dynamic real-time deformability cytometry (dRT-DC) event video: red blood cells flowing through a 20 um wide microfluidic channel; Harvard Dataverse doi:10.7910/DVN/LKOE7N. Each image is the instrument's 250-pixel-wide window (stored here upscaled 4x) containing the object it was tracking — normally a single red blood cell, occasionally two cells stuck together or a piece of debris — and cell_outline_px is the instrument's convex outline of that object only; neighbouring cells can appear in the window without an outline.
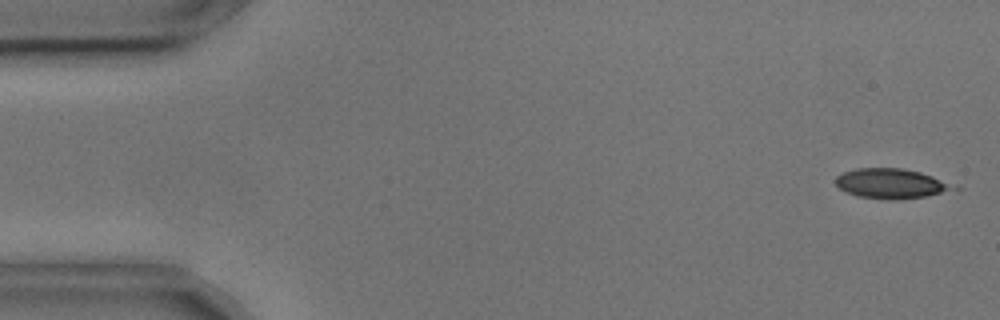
{"species": "common noctule bat (a hibernating species)", "species_latin": "Nyctalus noctula", "temperature_condition": "cold", "stored_images_in_passage": 5, "camera_frame_rate_fps": 3000, "um_per_image_px": 0.085, "animal": {"sex": "male", "body_mass_g": 17.9, "forearm_length_mm": 54.2}, "frame": {"image": 1, "passage_image": 1, "time_ms": 0.0, "image_size_px": [1000, 320], "cell_outline_px": [[948, 188], [940, 192], [924, 196], [892, 200], [856, 196], [844, 192], [836, 184], [836, 176], [844, 172], [856, 168], [904, 168], [920, 172], [932, 176], [944, 184]], "centroid_in_image_um": [75.51, 15.59], "position_along_channel_um": 9.5, "area_um2": 19.59}}